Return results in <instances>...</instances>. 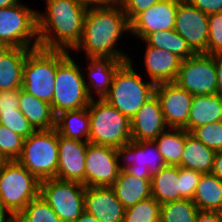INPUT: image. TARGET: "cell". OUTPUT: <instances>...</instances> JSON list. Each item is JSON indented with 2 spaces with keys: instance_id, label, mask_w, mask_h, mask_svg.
Returning <instances> with one entry per match:
<instances>
[{
  "instance_id": "obj_1",
  "label": "cell",
  "mask_w": 222,
  "mask_h": 222,
  "mask_svg": "<svg viewBox=\"0 0 222 222\" xmlns=\"http://www.w3.org/2000/svg\"><path fill=\"white\" fill-rule=\"evenodd\" d=\"M46 4L45 15L37 12L39 48L74 50L82 36L87 8L80 0H46Z\"/></svg>"
},
{
  "instance_id": "obj_2",
  "label": "cell",
  "mask_w": 222,
  "mask_h": 222,
  "mask_svg": "<svg viewBox=\"0 0 222 222\" xmlns=\"http://www.w3.org/2000/svg\"><path fill=\"white\" fill-rule=\"evenodd\" d=\"M88 8L84 18L80 42L74 49L84 48L88 57H110L129 60L115 47L122 32L130 31V23L120 5ZM117 49V50H116Z\"/></svg>"
},
{
  "instance_id": "obj_3",
  "label": "cell",
  "mask_w": 222,
  "mask_h": 222,
  "mask_svg": "<svg viewBox=\"0 0 222 222\" xmlns=\"http://www.w3.org/2000/svg\"><path fill=\"white\" fill-rule=\"evenodd\" d=\"M69 51L32 49L23 65L22 89L34 97L51 104L54 95L57 66Z\"/></svg>"
},
{
  "instance_id": "obj_4",
  "label": "cell",
  "mask_w": 222,
  "mask_h": 222,
  "mask_svg": "<svg viewBox=\"0 0 222 222\" xmlns=\"http://www.w3.org/2000/svg\"><path fill=\"white\" fill-rule=\"evenodd\" d=\"M156 84L144 82L133 70L131 58L116 71L111 88L104 100L130 120L155 95Z\"/></svg>"
},
{
  "instance_id": "obj_5",
  "label": "cell",
  "mask_w": 222,
  "mask_h": 222,
  "mask_svg": "<svg viewBox=\"0 0 222 222\" xmlns=\"http://www.w3.org/2000/svg\"><path fill=\"white\" fill-rule=\"evenodd\" d=\"M89 143L119 148L132 141L131 121L104 99L91 100Z\"/></svg>"
},
{
  "instance_id": "obj_6",
  "label": "cell",
  "mask_w": 222,
  "mask_h": 222,
  "mask_svg": "<svg viewBox=\"0 0 222 222\" xmlns=\"http://www.w3.org/2000/svg\"><path fill=\"white\" fill-rule=\"evenodd\" d=\"M40 193V181L17 160L0 161V204L15 217Z\"/></svg>"
},
{
  "instance_id": "obj_7",
  "label": "cell",
  "mask_w": 222,
  "mask_h": 222,
  "mask_svg": "<svg viewBox=\"0 0 222 222\" xmlns=\"http://www.w3.org/2000/svg\"><path fill=\"white\" fill-rule=\"evenodd\" d=\"M57 130H38L24 139L23 150L17 161L39 181L57 178Z\"/></svg>"
},
{
  "instance_id": "obj_8",
  "label": "cell",
  "mask_w": 222,
  "mask_h": 222,
  "mask_svg": "<svg viewBox=\"0 0 222 222\" xmlns=\"http://www.w3.org/2000/svg\"><path fill=\"white\" fill-rule=\"evenodd\" d=\"M79 65L69 55L57 66L54 95L51 106L55 115L68 110L88 107L91 99L87 93Z\"/></svg>"
},
{
  "instance_id": "obj_9",
  "label": "cell",
  "mask_w": 222,
  "mask_h": 222,
  "mask_svg": "<svg viewBox=\"0 0 222 222\" xmlns=\"http://www.w3.org/2000/svg\"><path fill=\"white\" fill-rule=\"evenodd\" d=\"M0 41L10 47L38 48L37 11L19 3L0 8Z\"/></svg>"
},
{
  "instance_id": "obj_10",
  "label": "cell",
  "mask_w": 222,
  "mask_h": 222,
  "mask_svg": "<svg viewBox=\"0 0 222 222\" xmlns=\"http://www.w3.org/2000/svg\"><path fill=\"white\" fill-rule=\"evenodd\" d=\"M39 195L62 222H74L84 212L85 186L82 183L57 178L43 180Z\"/></svg>"
},
{
  "instance_id": "obj_11",
  "label": "cell",
  "mask_w": 222,
  "mask_h": 222,
  "mask_svg": "<svg viewBox=\"0 0 222 222\" xmlns=\"http://www.w3.org/2000/svg\"><path fill=\"white\" fill-rule=\"evenodd\" d=\"M174 82L193 96L215 94L217 88L215 55L197 53L182 60Z\"/></svg>"
},
{
  "instance_id": "obj_12",
  "label": "cell",
  "mask_w": 222,
  "mask_h": 222,
  "mask_svg": "<svg viewBox=\"0 0 222 222\" xmlns=\"http://www.w3.org/2000/svg\"><path fill=\"white\" fill-rule=\"evenodd\" d=\"M116 152L118 159L123 156L122 159L124 158V162L128 161V163L119 166L120 170L140 179H151L152 176L158 174L166 165L153 140L130 141L117 148Z\"/></svg>"
},
{
  "instance_id": "obj_13",
  "label": "cell",
  "mask_w": 222,
  "mask_h": 222,
  "mask_svg": "<svg viewBox=\"0 0 222 222\" xmlns=\"http://www.w3.org/2000/svg\"><path fill=\"white\" fill-rule=\"evenodd\" d=\"M174 30L187 42L195 54H208V15L188 0H178Z\"/></svg>"
},
{
  "instance_id": "obj_14",
  "label": "cell",
  "mask_w": 222,
  "mask_h": 222,
  "mask_svg": "<svg viewBox=\"0 0 222 222\" xmlns=\"http://www.w3.org/2000/svg\"><path fill=\"white\" fill-rule=\"evenodd\" d=\"M118 161L116 148L88 143L85 187L112 186L120 172Z\"/></svg>"
},
{
  "instance_id": "obj_15",
  "label": "cell",
  "mask_w": 222,
  "mask_h": 222,
  "mask_svg": "<svg viewBox=\"0 0 222 222\" xmlns=\"http://www.w3.org/2000/svg\"><path fill=\"white\" fill-rule=\"evenodd\" d=\"M155 95L160 102L168 130L178 128L188 131V116L193 95L175 82L157 84Z\"/></svg>"
},
{
  "instance_id": "obj_16",
  "label": "cell",
  "mask_w": 222,
  "mask_h": 222,
  "mask_svg": "<svg viewBox=\"0 0 222 222\" xmlns=\"http://www.w3.org/2000/svg\"><path fill=\"white\" fill-rule=\"evenodd\" d=\"M178 0H161L130 22V32L144 39L149 33L175 28Z\"/></svg>"
},
{
  "instance_id": "obj_17",
  "label": "cell",
  "mask_w": 222,
  "mask_h": 222,
  "mask_svg": "<svg viewBox=\"0 0 222 222\" xmlns=\"http://www.w3.org/2000/svg\"><path fill=\"white\" fill-rule=\"evenodd\" d=\"M88 143L58 134L57 179L75 181L85 186L86 149Z\"/></svg>"
},
{
  "instance_id": "obj_18",
  "label": "cell",
  "mask_w": 222,
  "mask_h": 222,
  "mask_svg": "<svg viewBox=\"0 0 222 222\" xmlns=\"http://www.w3.org/2000/svg\"><path fill=\"white\" fill-rule=\"evenodd\" d=\"M84 211L100 222H123L126 208L111 186L85 187Z\"/></svg>"
},
{
  "instance_id": "obj_19",
  "label": "cell",
  "mask_w": 222,
  "mask_h": 222,
  "mask_svg": "<svg viewBox=\"0 0 222 222\" xmlns=\"http://www.w3.org/2000/svg\"><path fill=\"white\" fill-rule=\"evenodd\" d=\"M130 121L134 142L154 141L167 127L156 95L145 102Z\"/></svg>"
},
{
  "instance_id": "obj_20",
  "label": "cell",
  "mask_w": 222,
  "mask_h": 222,
  "mask_svg": "<svg viewBox=\"0 0 222 222\" xmlns=\"http://www.w3.org/2000/svg\"><path fill=\"white\" fill-rule=\"evenodd\" d=\"M144 58L151 82L157 85L175 81L182 62L176 54L147 45Z\"/></svg>"
},
{
  "instance_id": "obj_21",
  "label": "cell",
  "mask_w": 222,
  "mask_h": 222,
  "mask_svg": "<svg viewBox=\"0 0 222 222\" xmlns=\"http://www.w3.org/2000/svg\"><path fill=\"white\" fill-rule=\"evenodd\" d=\"M88 59L90 65L87 69L89 68V82L91 84H86L87 93L89 98L93 100L91 89L94 88L96 94L100 96L99 99L102 100L108 95L117 69L128 60H116L110 57H88Z\"/></svg>"
},
{
  "instance_id": "obj_22",
  "label": "cell",
  "mask_w": 222,
  "mask_h": 222,
  "mask_svg": "<svg viewBox=\"0 0 222 222\" xmlns=\"http://www.w3.org/2000/svg\"><path fill=\"white\" fill-rule=\"evenodd\" d=\"M19 110L36 131L51 130L56 126V115L51 104L34 97L22 88L19 94Z\"/></svg>"
},
{
  "instance_id": "obj_23",
  "label": "cell",
  "mask_w": 222,
  "mask_h": 222,
  "mask_svg": "<svg viewBox=\"0 0 222 222\" xmlns=\"http://www.w3.org/2000/svg\"><path fill=\"white\" fill-rule=\"evenodd\" d=\"M32 49L12 47L0 59V92L22 88L23 65Z\"/></svg>"
},
{
  "instance_id": "obj_24",
  "label": "cell",
  "mask_w": 222,
  "mask_h": 222,
  "mask_svg": "<svg viewBox=\"0 0 222 222\" xmlns=\"http://www.w3.org/2000/svg\"><path fill=\"white\" fill-rule=\"evenodd\" d=\"M217 121H222V97L217 93L193 96L188 116V132Z\"/></svg>"
},
{
  "instance_id": "obj_25",
  "label": "cell",
  "mask_w": 222,
  "mask_h": 222,
  "mask_svg": "<svg viewBox=\"0 0 222 222\" xmlns=\"http://www.w3.org/2000/svg\"><path fill=\"white\" fill-rule=\"evenodd\" d=\"M111 187L125 208L152 197L151 179H140L134 175L127 174L123 170H120Z\"/></svg>"
},
{
  "instance_id": "obj_26",
  "label": "cell",
  "mask_w": 222,
  "mask_h": 222,
  "mask_svg": "<svg viewBox=\"0 0 222 222\" xmlns=\"http://www.w3.org/2000/svg\"><path fill=\"white\" fill-rule=\"evenodd\" d=\"M216 152L205 146L186 130V142L179 167L192 169L202 174L211 173Z\"/></svg>"
},
{
  "instance_id": "obj_27",
  "label": "cell",
  "mask_w": 222,
  "mask_h": 222,
  "mask_svg": "<svg viewBox=\"0 0 222 222\" xmlns=\"http://www.w3.org/2000/svg\"><path fill=\"white\" fill-rule=\"evenodd\" d=\"M179 166L165 165L158 174L151 177L152 197L160 205L184 199L181 196V185L179 181Z\"/></svg>"
},
{
  "instance_id": "obj_28",
  "label": "cell",
  "mask_w": 222,
  "mask_h": 222,
  "mask_svg": "<svg viewBox=\"0 0 222 222\" xmlns=\"http://www.w3.org/2000/svg\"><path fill=\"white\" fill-rule=\"evenodd\" d=\"M55 129L59 135L66 138L89 142L90 117L88 107L59 113L56 115Z\"/></svg>"
},
{
  "instance_id": "obj_29",
  "label": "cell",
  "mask_w": 222,
  "mask_h": 222,
  "mask_svg": "<svg viewBox=\"0 0 222 222\" xmlns=\"http://www.w3.org/2000/svg\"><path fill=\"white\" fill-rule=\"evenodd\" d=\"M192 201L200 211L222 210V180L212 174L201 175Z\"/></svg>"
},
{
  "instance_id": "obj_30",
  "label": "cell",
  "mask_w": 222,
  "mask_h": 222,
  "mask_svg": "<svg viewBox=\"0 0 222 222\" xmlns=\"http://www.w3.org/2000/svg\"><path fill=\"white\" fill-rule=\"evenodd\" d=\"M172 130L171 132L163 131L154 142L165 164L178 166L186 142V130L178 128H172Z\"/></svg>"
},
{
  "instance_id": "obj_31",
  "label": "cell",
  "mask_w": 222,
  "mask_h": 222,
  "mask_svg": "<svg viewBox=\"0 0 222 222\" xmlns=\"http://www.w3.org/2000/svg\"><path fill=\"white\" fill-rule=\"evenodd\" d=\"M143 40L148 43V46L167 50L176 54L182 60L195 54L174 29L149 33Z\"/></svg>"
},
{
  "instance_id": "obj_32",
  "label": "cell",
  "mask_w": 222,
  "mask_h": 222,
  "mask_svg": "<svg viewBox=\"0 0 222 222\" xmlns=\"http://www.w3.org/2000/svg\"><path fill=\"white\" fill-rule=\"evenodd\" d=\"M198 212L190 199L167 202L160 207V222H195Z\"/></svg>"
},
{
  "instance_id": "obj_33",
  "label": "cell",
  "mask_w": 222,
  "mask_h": 222,
  "mask_svg": "<svg viewBox=\"0 0 222 222\" xmlns=\"http://www.w3.org/2000/svg\"><path fill=\"white\" fill-rule=\"evenodd\" d=\"M19 222H62L50 205L39 195L16 216Z\"/></svg>"
},
{
  "instance_id": "obj_34",
  "label": "cell",
  "mask_w": 222,
  "mask_h": 222,
  "mask_svg": "<svg viewBox=\"0 0 222 222\" xmlns=\"http://www.w3.org/2000/svg\"><path fill=\"white\" fill-rule=\"evenodd\" d=\"M160 207L153 197L126 208L123 222H160Z\"/></svg>"
},
{
  "instance_id": "obj_35",
  "label": "cell",
  "mask_w": 222,
  "mask_h": 222,
  "mask_svg": "<svg viewBox=\"0 0 222 222\" xmlns=\"http://www.w3.org/2000/svg\"><path fill=\"white\" fill-rule=\"evenodd\" d=\"M0 124L24 139L36 131L19 108L0 110Z\"/></svg>"
},
{
  "instance_id": "obj_36",
  "label": "cell",
  "mask_w": 222,
  "mask_h": 222,
  "mask_svg": "<svg viewBox=\"0 0 222 222\" xmlns=\"http://www.w3.org/2000/svg\"><path fill=\"white\" fill-rule=\"evenodd\" d=\"M24 138L0 124V161L17 160L23 150Z\"/></svg>"
},
{
  "instance_id": "obj_37",
  "label": "cell",
  "mask_w": 222,
  "mask_h": 222,
  "mask_svg": "<svg viewBox=\"0 0 222 222\" xmlns=\"http://www.w3.org/2000/svg\"><path fill=\"white\" fill-rule=\"evenodd\" d=\"M190 133L215 152L222 150V121L196 127Z\"/></svg>"
},
{
  "instance_id": "obj_38",
  "label": "cell",
  "mask_w": 222,
  "mask_h": 222,
  "mask_svg": "<svg viewBox=\"0 0 222 222\" xmlns=\"http://www.w3.org/2000/svg\"><path fill=\"white\" fill-rule=\"evenodd\" d=\"M208 54H222V12L208 15Z\"/></svg>"
},
{
  "instance_id": "obj_39",
  "label": "cell",
  "mask_w": 222,
  "mask_h": 222,
  "mask_svg": "<svg viewBox=\"0 0 222 222\" xmlns=\"http://www.w3.org/2000/svg\"><path fill=\"white\" fill-rule=\"evenodd\" d=\"M178 175L181 185V196L184 199L192 200L202 173L192 169L179 167Z\"/></svg>"
},
{
  "instance_id": "obj_40",
  "label": "cell",
  "mask_w": 222,
  "mask_h": 222,
  "mask_svg": "<svg viewBox=\"0 0 222 222\" xmlns=\"http://www.w3.org/2000/svg\"><path fill=\"white\" fill-rule=\"evenodd\" d=\"M161 0H121L120 5L129 23L141 12Z\"/></svg>"
},
{
  "instance_id": "obj_41",
  "label": "cell",
  "mask_w": 222,
  "mask_h": 222,
  "mask_svg": "<svg viewBox=\"0 0 222 222\" xmlns=\"http://www.w3.org/2000/svg\"><path fill=\"white\" fill-rule=\"evenodd\" d=\"M206 15L222 12V0H188Z\"/></svg>"
},
{
  "instance_id": "obj_42",
  "label": "cell",
  "mask_w": 222,
  "mask_h": 222,
  "mask_svg": "<svg viewBox=\"0 0 222 222\" xmlns=\"http://www.w3.org/2000/svg\"><path fill=\"white\" fill-rule=\"evenodd\" d=\"M20 89L0 92V110L19 108Z\"/></svg>"
},
{
  "instance_id": "obj_43",
  "label": "cell",
  "mask_w": 222,
  "mask_h": 222,
  "mask_svg": "<svg viewBox=\"0 0 222 222\" xmlns=\"http://www.w3.org/2000/svg\"><path fill=\"white\" fill-rule=\"evenodd\" d=\"M195 222H222V215L218 211H200Z\"/></svg>"
},
{
  "instance_id": "obj_44",
  "label": "cell",
  "mask_w": 222,
  "mask_h": 222,
  "mask_svg": "<svg viewBox=\"0 0 222 222\" xmlns=\"http://www.w3.org/2000/svg\"><path fill=\"white\" fill-rule=\"evenodd\" d=\"M121 0H80L84 7L88 8H100L111 7L120 4ZM91 5V6H90Z\"/></svg>"
},
{
  "instance_id": "obj_45",
  "label": "cell",
  "mask_w": 222,
  "mask_h": 222,
  "mask_svg": "<svg viewBox=\"0 0 222 222\" xmlns=\"http://www.w3.org/2000/svg\"><path fill=\"white\" fill-rule=\"evenodd\" d=\"M215 67L217 72L216 93L222 97V54H215Z\"/></svg>"
},
{
  "instance_id": "obj_46",
  "label": "cell",
  "mask_w": 222,
  "mask_h": 222,
  "mask_svg": "<svg viewBox=\"0 0 222 222\" xmlns=\"http://www.w3.org/2000/svg\"><path fill=\"white\" fill-rule=\"evenodd\" d=\"M211 173L218 176L222 180V150L216 151Z\"/></svg>"
},
{
  "instance_id": "obj_47",
  "label": "cell",
  "mask_w": 222,
  "mask_h": 222,
  "mask_svg": "<svg viewBox=\"0 0 222 222\" xmlns=\"http://www.w3.org/2000/svg\"><path fill=\"white\" fill-rule=\"evenodd\" d=\"M6 213L9 214L8 217L6 216ZM15 219L16 217L10 211H8L3 205L0 204V222H13Z\"/></svg>"
},
{
  "instance_id": "obj_48",
  "label": "cell",
  "mask_w": 222,
  "mask_h": 222,
  "mask_svg": "<svg viewBox=\"0 0 222 222\" xmlns=\"http://www.w3.org/2000/svg\"><path fill=\"white\" fill-rule=\"evenodd\" d=\"M74 222H100V221L91 214L84 211Z\"/></svg>"
},
{
  "instance_id": "obj_49",
  "label": "cell",
  "mask_w": 222,
  "mask_h": 222,
  "mask_svg": "<svg viewBox=\"0 0 222 222\" xmlns=\"http://www.w3.org/2000/svg\"><path fill=\"white\" fill-rule=\"evenodd\" d=\"M18 3L19 0H0V8L10 7Z\"/></svg>"
},
{
  "instance_id": "obj_50",
  "label": "cell",
  "mask_w": 222,
  "mask_h": 222,
  "mask_svg": "<svg viewBox=\"0 0 222 222\" xmlns=\"http://www.w3.org/2000/svg\"><path fill=\"white\" fill-rule=\"evenodd\" d=\"M8 44L0 41V59L11 49Z\"/></svg>"
}]
</instances>
